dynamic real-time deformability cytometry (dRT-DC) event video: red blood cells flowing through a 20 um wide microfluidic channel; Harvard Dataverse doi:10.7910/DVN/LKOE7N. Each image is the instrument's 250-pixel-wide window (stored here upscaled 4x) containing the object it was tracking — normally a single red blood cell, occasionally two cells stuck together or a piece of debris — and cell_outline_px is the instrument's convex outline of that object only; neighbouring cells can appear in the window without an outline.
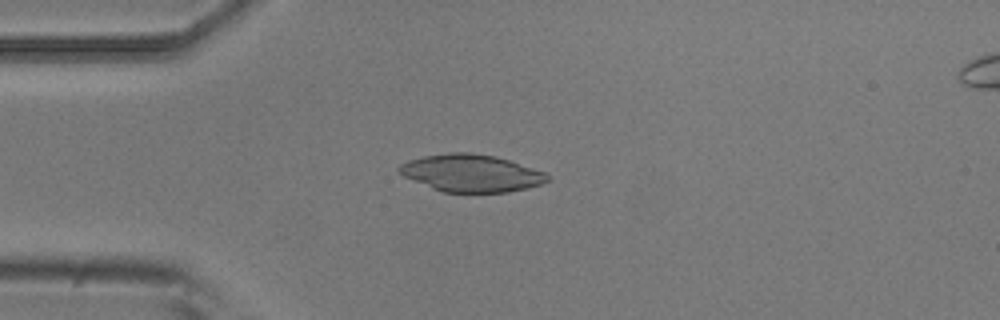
{"species": "common noctule bat (a hibernating species)", "species_latin": "Nyctalus noctula", "temperature_condition": "room temperature", "stored_images_in_passage": 7, "camera_frame_rate_fps": 3000, "um_per_image_px": 0.085, "animal": {"sex": "male", "body_mass_g": 20.5, "forearm_length_mm": 52.5}, "frame": {"image": 1, "passage_image": 3, "time_ms": 0.667, "image_size_px": [1000, 320], "cell_outline_px": [[548, 180], [540, 184], [508, 192], [444, 192], [432, 188], [404, 176], [396, 172], [396, 168], [400, 164], [408, 160], [424, 156], [448, 152], [468, 152], [496, 156], [544, 172], [548, 176]], "centroid_in_image_um": [39.98, 14.7], "position_along_channel_um": 45.0, "area_um2": 31.96}}
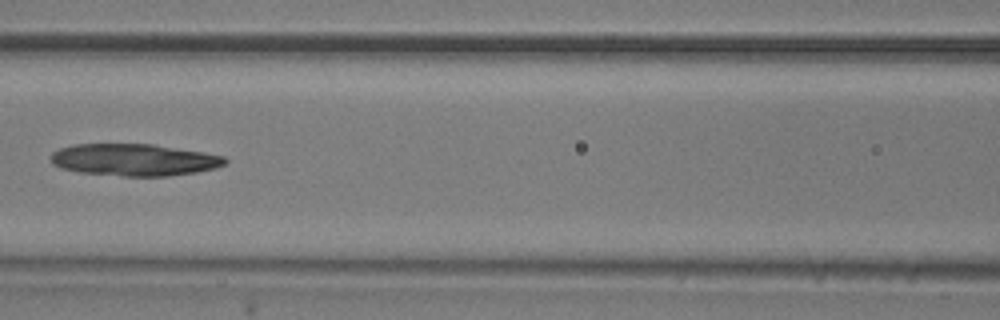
{"frame": {"image": 2, "passage_image": 6, "time_ms": 1.667, "image_size_px": [1000, 320], "cell_outline_px": [[228, 160], [224, 164], [216, 168], [196, 172], [168, 176], [124, 176], [80, 172], [60, 168], [52, 164], [52, 152], [60, 148], [72, 144], [152, 144], [204, 152], [224, 156]], "centroid_in_image_um": [11.4, 13.58], "position_along_channel_um": 155.2, "area_um2": 32.48}}
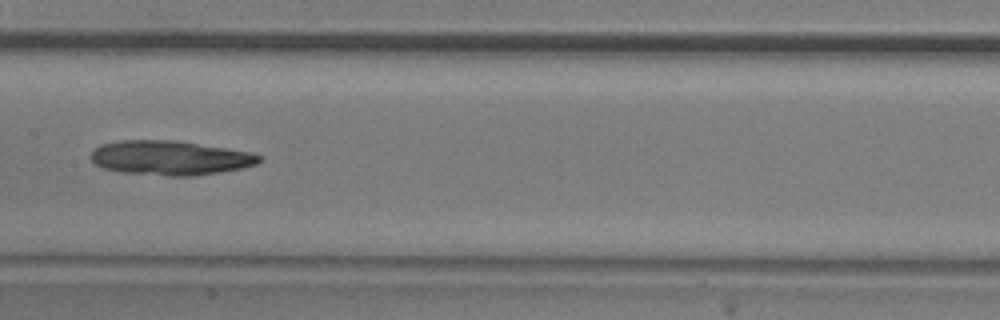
{"frame": {"image": 3, "passage_image": 7, "time_ms": 2.0, "image_size_px": [1000, 320], "cell_outline_px": [[260, 160], [256, 164], [244, 168], [196, 176], [168, 176], [120, 172], [104, 168], [96, 164], [92, 160], [92, 152], [100, 144], [120, 140], [176, 140], [252, 152], [260, 156]], "centroid_in_image_um": [14.47, 13.42], "position_along_channel_um": 192.9, "area_um2": 33.81}}